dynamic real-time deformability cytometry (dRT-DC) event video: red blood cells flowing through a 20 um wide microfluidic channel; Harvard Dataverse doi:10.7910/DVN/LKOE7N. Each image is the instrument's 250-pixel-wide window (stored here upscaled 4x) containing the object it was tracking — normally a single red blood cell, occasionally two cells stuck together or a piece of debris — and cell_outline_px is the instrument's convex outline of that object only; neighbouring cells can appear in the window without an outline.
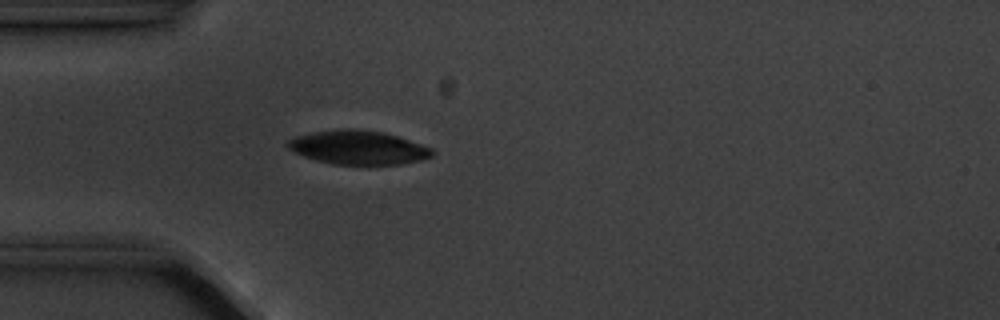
{"species": "common noctule bat (a hibernating species)", "species_latin": "Nyctalus noctula", "temperature_condition": "cold", "stored_images_in_passage": 4, "camera_frame_rate_fps": 3000, "um_per_image_px": 0.085, "animal": {"sex": "male", "body_mass_g": 20.1, "forearm_length_mm": 53.5}, "frame": {"image": 1, "passage_image": 4, "time_ms": 3.333, "image_size_px": [1000, 320], "cell_outline_px": [[436, 152], [432, 156], [424, 160], [400, 164], [332, 164], [316, 160], [304, 156], [288, 148], [284, 144], [288, 140], [296, 136], [312, 132], [344, 128], [352, 128], [384, 132], [432, 148]], "centroid_in_image_um": [30.45, 12.53], "position_along_channel_um": 54.5, "area_um2": 28.5}}